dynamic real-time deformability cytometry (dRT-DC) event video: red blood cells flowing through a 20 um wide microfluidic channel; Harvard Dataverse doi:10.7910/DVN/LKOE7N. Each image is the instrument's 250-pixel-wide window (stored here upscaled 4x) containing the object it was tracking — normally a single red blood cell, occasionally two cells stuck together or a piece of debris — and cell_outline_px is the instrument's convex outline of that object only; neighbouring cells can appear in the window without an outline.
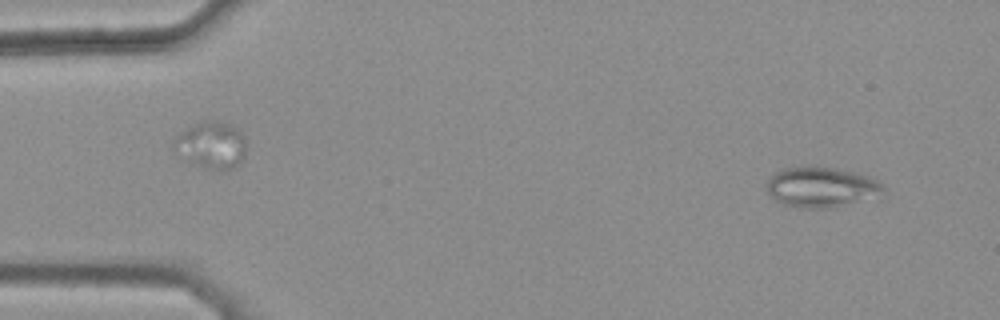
{"species": "common noctule bat (a hibernating species)", "species_latin": "Nyctalus noctula", "temperature_condition": "warm", "stored_images_in_passage": 44, "camera_frame_rate_fps": 3000, "um_per_image_px": 0.085, "animal": {"sex": "female", "body_mass_g": 25.1}, "frame": {"image": 1, "passage_image": 3, "time_ms": 0.667, "image_size_px": [1000, 320], "cell_outline_px": [[884, 188], [880, 200], [836, 208], [800, 208], [784, 204], [776, 200], [768, 192], [768, 176], [784, 168], [832, 168], [856, 172], [868, 176], [876, 180]], "centroid_in_image_um": [69.93, 15.97], "position_along_channel_um": 15.1, "area_um2": 27.74}}
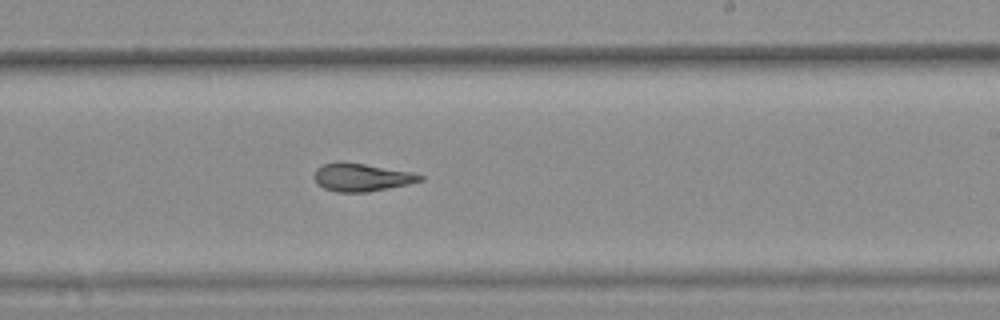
{"frame": {"image": 2, "passage_image": 30, "time_ms": 9.667, "image_size_px": [1000, 320], "cell_outline_px": [[424, 180], [408, 184], [368, 192], [336, 192], [324, 188], [316, 184], [312, 176], [316, 168], [324, 164], [336, 160], [340, 160], [412, 172], [424, 176]], "centroid_in_image_um": [30.67, 15.06], "position_along_channel_um": 258.3, "area_um2": 17.51}}
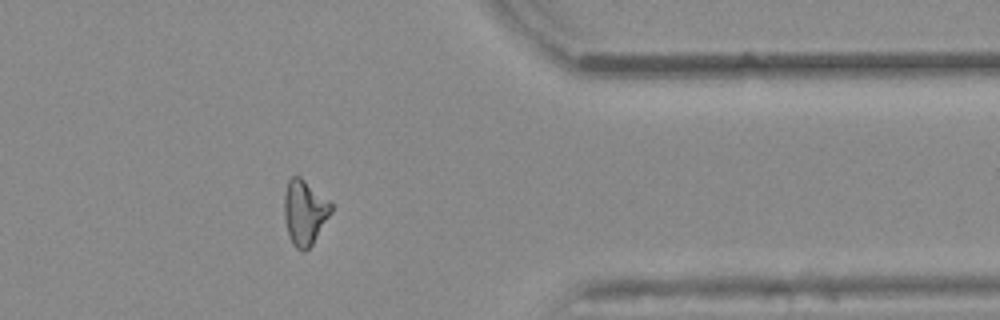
{"frame": {"image": 3, "passage_image": 41, "time_ms": 13.333, "image_size_px": [1000, 320], "cell_outline_px": [[332, 212], [312, 244], [304, 252], [296, 248], [292, 244], [288, 232], [284, 216], [284, 192], [288, 180], [292, 176], [300, 176], [332, 200]], "centroid_in_image_um": [25.91, 18.01], "position_along_channel_um": 385.5, "area_um2": 18.03}, "authors_computed_cell_mechanics": {"area_um2": 17.8313, "velocity_mm_per_s": 3.8903, "shape_relaxation_time_tau1_ms": null, "shape_relaxation_time_tau2_ms": 2.5412, "deformation_change_tau1": null, "deformation_change_tau2": 0.0903}}